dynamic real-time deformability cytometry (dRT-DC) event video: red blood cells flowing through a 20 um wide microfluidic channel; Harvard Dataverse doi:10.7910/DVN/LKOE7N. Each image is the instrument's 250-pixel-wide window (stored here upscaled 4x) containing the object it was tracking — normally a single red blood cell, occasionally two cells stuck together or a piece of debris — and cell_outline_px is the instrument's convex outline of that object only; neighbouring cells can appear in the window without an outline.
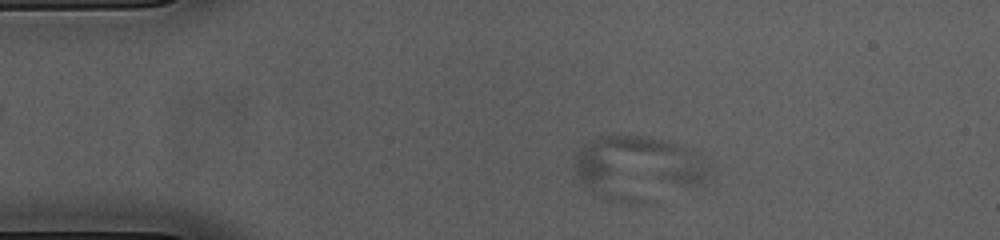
{"species": "common noctule bat (a hibernating species)", "species_latin": "Nyctalus noctula", "temperature_condition": "cold", "stored_images_in_passage": 5, "camera_frame_rate_fps": 3000, "um_per_image_px": 0.085, "animal": {"sex": "female", "body_mass_g": 23.0, "forearm_length_mm": 53.4}, "frame": {"image": 1, "passage_image": 2, "time_ms": 0.333, "image_size_px": [1000, 240], "cell_outline_px": [[712, 176], [652, 204], [616, 204], [596, 196], [588, 192], [576, 176], [572, 164], [584, 144], [596, 136], [612, 132], [648, 136], [684, 148]], "centroid_in_image_um": [54.02, 14.33], "position_along_channel_um": 31.0, "area_um2": 50.86}}